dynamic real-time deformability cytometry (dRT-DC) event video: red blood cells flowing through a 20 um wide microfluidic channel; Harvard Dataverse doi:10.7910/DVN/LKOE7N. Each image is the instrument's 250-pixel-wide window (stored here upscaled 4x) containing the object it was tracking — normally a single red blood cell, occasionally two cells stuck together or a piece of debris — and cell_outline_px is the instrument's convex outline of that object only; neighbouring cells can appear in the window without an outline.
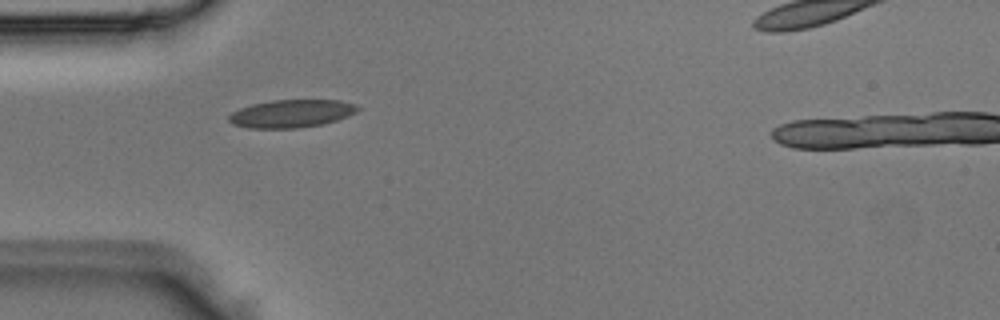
{"species": "Egyptian fruit bat (a non-hibernating species)", "species_latin": "Rousettus aegyptiacus", "temperature_condition": "room temperature", "stored_images_in_passage": 1, "camera_frame_rate_fps": 3000, "um_per_image_px": 0.085, "animal": {"sex": "male"}, "frame": {"image": 1, "passage_image": 1, "time_ms": 0.0, "image_size_px": [1000, 320], "cell_outline_px": [[360, 108], [356, 112], [348, 116], [324, 124], [300, 128], [248, 128], [232, 124], [228, 120], [228, 116], [232, 112], [240, 108], [252, 104], [272, 100], [340, 100], [356, 104]], "centroid_in_image_um": [24.77, 9.65], "position_along_channel_um": 60.2, "area_um2": 21.04}}